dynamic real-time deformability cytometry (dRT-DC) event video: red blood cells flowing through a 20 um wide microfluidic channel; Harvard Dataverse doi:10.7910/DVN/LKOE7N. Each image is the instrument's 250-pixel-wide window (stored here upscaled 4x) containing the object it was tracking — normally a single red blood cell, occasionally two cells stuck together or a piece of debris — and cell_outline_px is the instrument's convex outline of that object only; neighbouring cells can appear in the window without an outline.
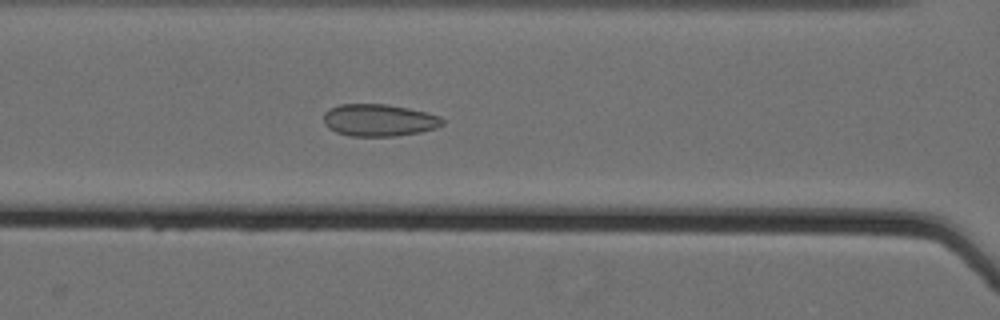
{"species": "Egyptian fruit bat (a non-hibernating species)", "species_latin": "Rousettus aegyptiacus", "temperature_condition": "cold", "stored_images_in_passage": 59, "camera_frame_rate_fps": 3000, "um_per_image_px": 0.085, "animal": {"sex": "female"}, "frame": {"image": 1, "passage_image": 29, "time_ms": 9.333, "image_size_px": [1000, 320], "cell_outline_px": [[444, 124], [436, 128], [420, 132], [396, 136], [352, 136], [336, 132], [328, 128], [324, 124], [324, 112], [328, 108], [340, 104], [384, 104], [408, 108], [440, 116], [444, 120]], "centroid_in_image_um": [32.19, 10.21], "position_along_channel_um": 134.4, "area_um2": 22.31}}
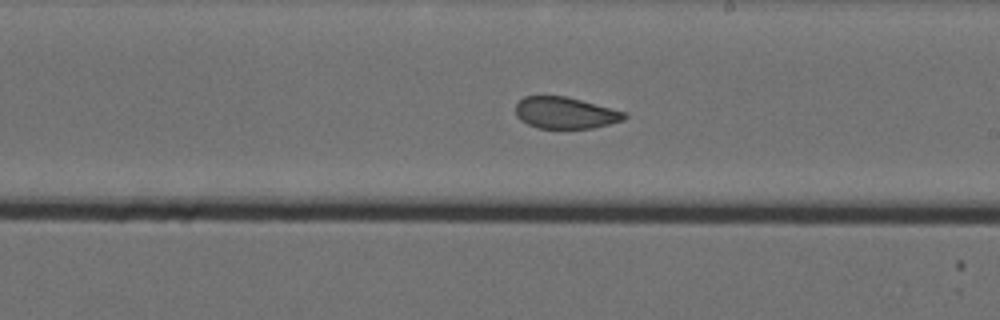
{"frame": {"image": 2, "passage_image": 38, "time_ms": 12.333, "image_size_px": [1000, 320], "cell_outline_px": [[628, 116], [624, 120], [592, 128], [540, 128], [528, 124], [520, 120], [516, 116], [516, 104], [524, 96], [564, 96], [580, 100], [624, 112]], "centroid_in_image_um": [48.02, 9.6], "position_along_channel_um": 241.0, "area_um2": 19.71}}
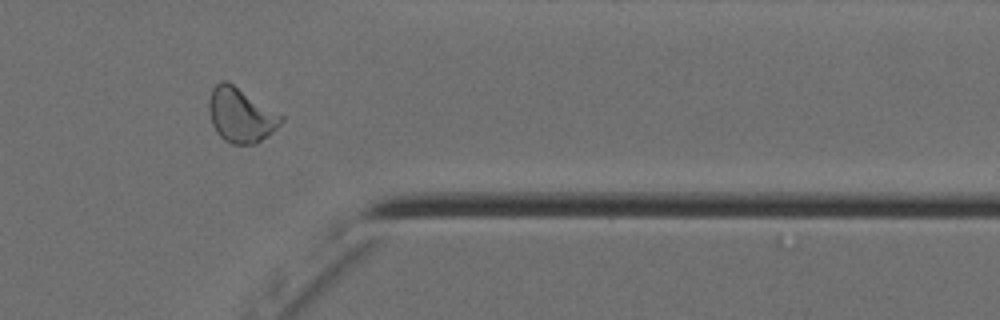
{"frame": {"image": 3, "passage_image": 51, "time_ms": 16.667, "image_size_px": [1000, 320], "cell_outline_px": [[284, 120], [268, 136], [256, 144], [232, 144], [224, 140], [216, 132], [212, 124], [208, 108], [208, 100], [212, 88], [220, 80], [224, 80], [232, 84], [284, 116]], "centroid_in_image_um": [20.45, 9.8], "position_along_channel_um": 391.0, "area_um2": 22.83}, "authors_computed_cell_mechanics": {"area_um2": 22.8888, "velocity_mm_per_s": 3.5654, "shape_relaxation_time_tau1_ms": null, "shape_relaxation_time_tau2_ms": 0.8782, "deformation_change_tau1": null, "deformation_change_tau2": 0.0712}}